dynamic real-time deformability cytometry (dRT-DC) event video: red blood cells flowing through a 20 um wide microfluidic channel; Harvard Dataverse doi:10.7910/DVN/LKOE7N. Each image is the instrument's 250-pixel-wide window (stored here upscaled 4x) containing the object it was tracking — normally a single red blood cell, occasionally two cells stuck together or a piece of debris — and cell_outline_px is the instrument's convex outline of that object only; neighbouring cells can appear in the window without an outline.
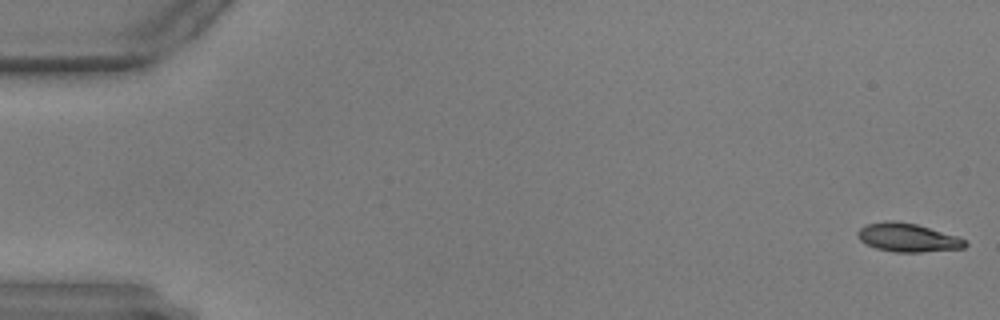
{"species": "common noctule bat (a hibernating species)", "species_latin": "Nyctalus noctula", "temperature_condition": "warm", "stored_images_in_passage": 58, "camera_frame_rate_fps": 3000, "um_per_image_px": 0.085, "animal": {"sex": "male", "body_mass_g": 17.9, "forearm_length_mm": 54.2}, "frame": {"image": 1, "passage_image": 1, "time_ms": 0.0, "image_size_px": [1000, 320], "cell_outline_px": [[968, 244], [964, 248], [920, 252], [892, 252], [876, 248], [864, 244], [856, 236], [856, 232], [864, 224], [884, 220], [892, 220], [916, 224], [960, 236]], "centroid_in_image_um": [77.11, 20.18], "position_along_channel_um": 7.9, "area_um2": 18.21}}
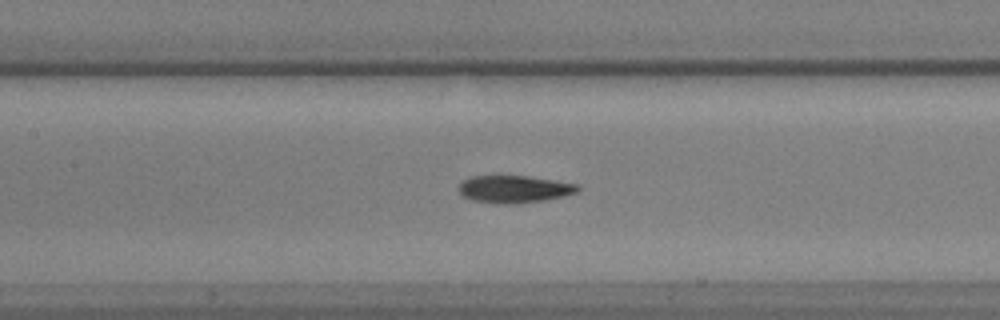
{"frame": {"image": 2, "passage_image": 27, "time_ms": 8.667, "image_size_px": [1000, 320], "cell_outline_px": [[580, 188], [576, 192], [564, 196], [544, 200], [512, 204], [496, 204], [472, 200], [460, 196], [456, 188], [464, 180], [472, 176], [528, 176], [580, 184]], "centroid_in_image_um": [43.67, 16.08], "position_along_channel_um": 163.7, "area_um2": 19.19}}
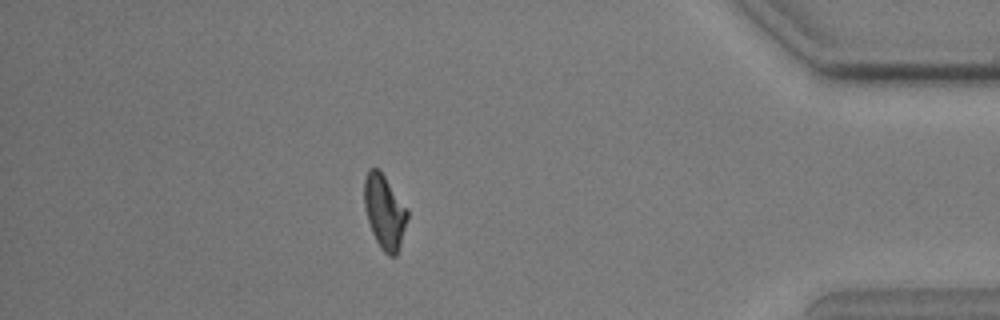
{"frame": {"image": 3, "passage_image": 51, "time_ms": 16.667, "image_size_px": [1000, 320], "cell_outline_px": [[408, 216], [400, 244], [396, 256], [388, 256], [380, 248], [372, 232], [364, 208], [364, 180], [368, 168], [380, 168], [408, 208]], "centroid_in_image_um": [32.68, 17.95], "position_along_channel_um": 402.5, "area_um2": 18.84}}